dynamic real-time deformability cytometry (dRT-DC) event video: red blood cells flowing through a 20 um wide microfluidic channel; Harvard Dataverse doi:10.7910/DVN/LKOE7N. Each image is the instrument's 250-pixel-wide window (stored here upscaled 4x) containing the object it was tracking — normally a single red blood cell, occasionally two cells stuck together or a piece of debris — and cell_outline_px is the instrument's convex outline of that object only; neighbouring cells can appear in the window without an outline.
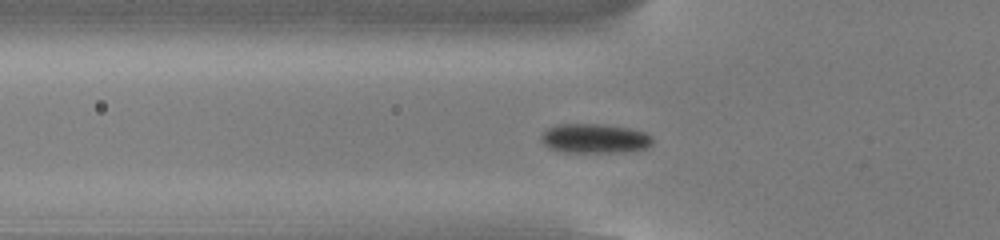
{"species": "common noctule bat (a hibernating species)", "species_latin": "Nyctalus noctula", "temperature_condition": "cold", "stored_images_in_passage": 40, "camera_frame_rate_fps": 3000, "um_per_image_px": 0.085, "animal": {"sex": "male", "body_mass_g": 13.0, "forearm_length_mm": 53.1}, "frame": {"image": 1, "passage_image": 5, "time_ms": 1.333, "image_size_px": [1000, 240], "cell_outline_px": [[652, 144], [648, 148], [624, 152], [564, 152], [548, 148], [540, 140], [540, 136], [548, 128], [560, 124], [604, 124], [632, 128], [648, 132], [652, 136]], "centroid_in_image_um": [50.59, 11.77], "position_along_channel_um": 75.2, "area_um2": 19.42}}
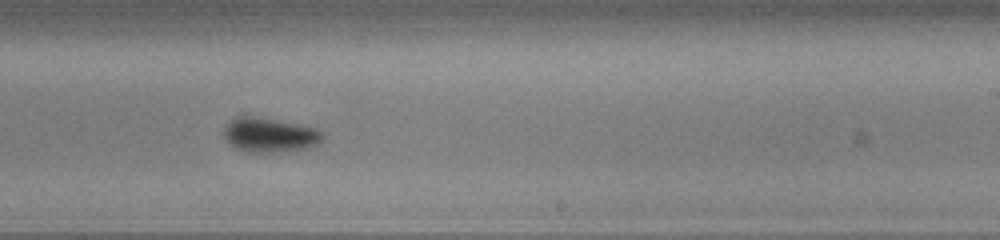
{"frame": {"image": 2, "passage_image": 20, "time_ms": 6.333, "image_size_px": [1000, 240], "cell_outline_px": [[324, 136], [316, 144], [308, 148], [276, 152], [244, 152], [236, 148], [224, 136], [224, 124], [236, 116], [252, 116], [300, 124], [316, 128], [324, 132]], "centroid_in_image_um": [22.91, 11.46], "position_along_channel_um": 266.1, "area_um2": 19.83}}
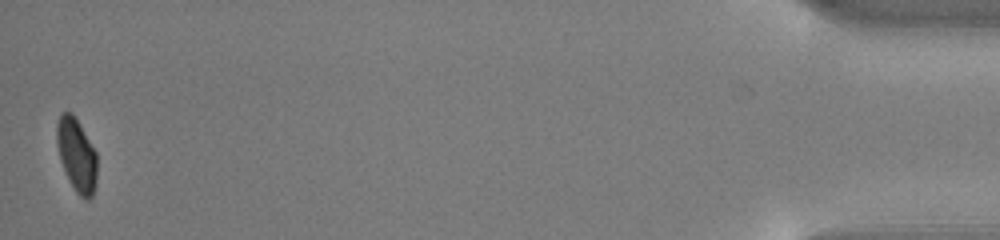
{"frame": {"image": 3, "passage_image": 40, "time_ms": 13.0, "image_size_px": [1000, 240], "cell_outline_px": [[96, 184], [92, 196], [88, 200], [84, 200], [76, 192], [60, 160], [56, 144], [56, 124], [60, 112], [72, 112], [96, 152]], "centroid_in_image_um": [6.5, 13.15], "position_along_channel_um": 428.7, "area_um2": 17.05}, "authors_computed_cell_mechanics": {"area_um2": 19.2474, "velocity_mm_per_s": 3.8266, "shape_relaxation_time_tau1_ms": 2.3899, "shape_relaxation_time_tau2_ms": null, "deformation_change_tau1": 0.0936, "deformation_change_tau2": null}}